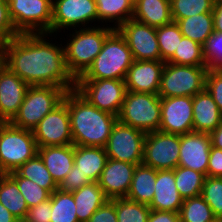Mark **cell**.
Segmentation results:
<instances>
[{
	"label": "cell",
	"mask_w": 222,
	"mask_h": 222,
	"mask_svg": "<svg viewBox=\"0 0 222 222\" xmlns=\"http://www.w3.org/2000/svg\"><path fill=\"white\" fill-rule=\"evenodd\" d=\"M147 133L117 120L104 147L109 159L142 164Z\"/></svg>",
	"instance_id": "obj_11"
},
{
	"label": "cell",
	"mask_w": 222,
	"mask_h": 222,
	"mask_svg": "<svg viewBox=\"0 0 222 222\" xmlns=\"http://www.w3.org/2000/svg\"><path fill=\"white\" fill-rule=\"evenodd\" d=\"M206 66H187L165 63L161 74L158 95L161 98L175 96L193 97L206 86Z\"/></svg>",
	"instance_id": "obj_8"
},
{
	"label": "cell",
	"mask_w": 222,
	"mask_h": 222,
	"mask_svg": "<svg viewBox=\"0 0 222 222\" xmlns=\"http://www.w3.org/2000/svg\"><path fill=\"white\" fill-rule=\"evenodd\" d=\"M173 20L185 19L193 15L212 13L215 0H170Z\"/></svg>",
	"instance_id": "obj_38"
},
{
	"label": "cell",
	"mask_w": 222,
	"mask_h": 222,
	"mask_svg": "<svg viewBox=\"0 0 222 222\" xmlns=\"http://www.w3.org/2000/svg\"><path fill=\"white\" fill-rule=\"evenodd\" d=\"M108 156L103 147L74 145V164L91 182H97Z\"/></svg>",
	"instance_id": "obj_25"
},
{
	"label": "cell",
	"mask_w": 222,
	"mask_h": 222,
	"mask_svg": "<svg viewBox=\"0 0 222 222\" xmlns=\"http://www.w3.org/2000/svg\"><path fill=\"white\" fill-rule=\"evenodd\" d=\"M93 21L98 22L95 0H53L51 35L62 28H87Z\"/></svg>",
	"instance_id": "obj_14"
},
{
	"label": "cell",
	"mask_w": 222,
	"mask_h": 222,
	"mask_svg": "<svg viewBox=\"0 0 222 222\" xmlns=\"http://www.w3.org/2000/svg\"><path fill=\"white\" fill-rule=\"evenodd\" d=\"M47 36L45 33L19 34L2 43L1 62L29 86L75 89L76 80L66 67L64 46L47 42Z\"/></svg>",
	"instance_id": "obj_1"
},
{
	"label": "cell",
	"mask_w": 222,
	"mask_h": 222,
	"mask_svg": "<svg viewBox=\"0 0 222 222\" xmlns=\"http://www.w3.org/2000/svg\"><path fill=\"white\" fill-rule=\"evenodd\" d=\"M63 101L69 110L73 145L104 148L117 116L99 110L75 89L67 91Z\"/></svg>",
	"instance_id": "obj_2"
},
{
	"label": "cell",
	"mask_w": 222,
	"mask_h": 222,
	"mask_svg": "<svg viewBox=\"0 0 222 222\" xmlns=\"http://www.w3.org/2000/svg\"><path fill=\"white\" fill-rule=\"evenodd\" d=\"M50 198L52 208L50 222H79L72 192H63L57 189Z\"/></svg>",
	"instance_id": "obj_34"
},
{
	"label": "cell",
	"mask_w": 222,
	"mask_h": 222,
	"mask_svg": "<svg viewBox=\"0 0 222 222\" xmlns=\"http://www.w3.org/2000/svg\"><path fill=\"white\" fill-rule=\"evenodd\" d=\"M207 176L222 177V150L211 146Z\"/></svg>",
	"instance_id": "obj_47"
},
{
	"label": "cell",
	"mask_w": 222,
	"mask_h": 222,
	"mask_svg": "<svg viewBox=\"0 0 222 222\" xmlns=\"http://www.w3.org/2000/svg\"><path fill=\"white\" fill-rule=\"evenodd\" d=\"M174 178L178 192L183 200L201 195L206 175L187 167L177 166Z\"/></svg>",
	"instance_id": "obj_32"
},
{
	"label": "cell",
	"mask_w": 222,
	"mask_h": 222,
	"mask_svg": "<svg viewBox=\"0 0 222 222\" xmlns=\"http://www.w3.org/2000/svg\"><path fill=\"white\" fill-rule=\"evenodd\" d=\"M113 26L104 28L88 27L80 28L70 33V39L64 45L65 63L68 72L76 80L82 76L92 65L96 56L101 52L106 37L114 30Z\"/></svg>",
	"instance_id": "obj_4"
},
{
	"label": "cell",
	"mask_w": 222,
	"mask_h": 222,
	"mask_svg": "<svg viewBox=\"0 0 222 222\" xmlns=\"http://www.w3.org/2000/svg\"><path fill=\"white\" fill-rule=\"evenodd\" d=\"M147 222H180V216L179 213L172 211H158L151 209Z\"/></svg>",
	"instance_id": "obj_48"
},
{
	"label": "cell",
	"mask_w": 222,
	"mask_h": 222,
	"mask_svg": "<svg viewBox=\"0 0 222 222\" xmlns=\"http://www.w3.org/2000/svg\"><path fill=\"white\" fill-rule=\"evenodd\" d=\"M52 215L51 198L32 206L22 222H50Z\"/></svg>",
	"instance_id": "obj_45"
},
{
	"label": "cell",
	"mask_w": 222,
	"mask_h": 222,
	"mask_svg": "<svg viewBox=\"0 0 222 222\" xmlns=\"http://www.w3.org/2000/svg\"><path fill=\"white\" fill-rule=\"evenodd\" d=\"M40 156L55 183L59 185L74 165V145L38 147Z\"/></svg>",
	"instance_id": "obj_23"
},
{
	"label": "cell",
	"mask_w": 222,
	"mask_h": 222,
	"mask_svg": "<svg viewBox=\"0 0 222 222\" xmlns=\"http://www.w3.org/2000/svg\"><path fill=\"white\" fill-rule=\"evenodd\" d=\"M19 35L10 16L7 0H0V45Z\"/></svg>",
	"instance_id": "obj_42"
},
{
	"label": "cell",
	"mask_w": 222,
	"mask_h": 222,
	"mask_svg": "<svg viewBox=\"0 0 222 222\" xmlns=\"http://www.w3.org/2000/svg\"><path fill=\"white\" fill-rule=\"evenodd\" d=\"M134 59L124 37L114 29L105 39L101 52L87 71L76 80H125Z\"/></svg>",
	"instance_id": "obj_3"
},
{
	"label": "cell",
	"mask_w": 222,
	"mask_h": 222,
	"mask_svg": "<svg viewBox=\"0 0 222 222\" xmlns=\"http://www.w3.org/2000/svg\"><path fill=\"white\" fill-rule=\"evenodd\" d=\"M156 170L144 164L136 166L125 198L149 205L155 194Z\"/></svg>",
	"instance_id": "obj_27"
},
{
	"label": "cell",
	"mask_w": 222,
	"mask_h": 222,
	"mask_svg": "<svg viewBox=\"0 0 222 222\" xmlns=\"http://www.w3.org/2000/svg\"><path fill=\"white\" fill-rule=\"evenodd\" d=\"M66 93L64 88L57 86H29L18 113L10 123L33 131L46 114L63 102Z\"/></svg>",
	"instance_id": "obj_5"
},
{
	"label": "cell",
	"mask_w": 222,
	"mask_h": 222,
	"mask_svg": "<svg viewBox=\"0 0 222 222\" xmlns=\"http://www.w3.org/2000/svg\"><path fill=\"white\" fill-rule=\"evenodd\" d=\"M0 222H20L0 203Z\"/></svg>",
	"instance_id": "obj_51"
},
{
	"label": "cell",
	"mask_w": 222,
	"mask_h": 222,
	"mask_svg": "<svg viewBox=\"0 0 222 222\" xmlns=\"http://www.w3.org/2000/svg\"><path fill=\"white\" fill-rule=\"evenodd\" d=\"M75 90L101 111L118 116L127 92L125 80H76Z\"/></svg>",
	"instance_id": "obj_10"
},
{
	"label": "cell",
	"mask_w": 222,
	"mask_h": 222,
	"mask_svg": "<svg viewBox=\"0 0 222 222\" xmlns=\"http://www.w3.org/2000/svg\"><path fill=\"white\" fill-rule=\"evenodd\" d=\"M16 182L28 208L50 199L51 193L28 178L21 177L16 171L8 173Z\"/></svg>",
	"instance_id": "obj_39"
},
{
	"label": "cell",
	"mask_w": 222,
	"mask_h": 222,
	"mask_svg": "<svg viewBox=\"0 0 222 222\" xmlns=\"http://www.w3.org/2000/svg\"><path fill=\"white\" fill-rule=\"evenodd\" d=\"M0 203L20 222L25 219L28 205L9 174H0Z\"/></svg>",
	"instance_id": "obj_28"
},
{
	"label": "cell",
	"mask_w": 222,
	"mask_h": 222,
	"mask_svg": "<svg viewBox=\"0 0 222 222\" xmlns=\"http://www.w3.org/2000/svg\"><path fill=\"white\" fill-rule=\"evenodd\" d=\"M179 26L180 32L194 42L206 43L207 38L214 32L213 14L203 13L190 16L185 19L173 20Z\"/></svg>",
	"instance_id": "obj_29"
},
{
	"label": "cell",
	"mask_w": 222,
	"mask_h": 222,
	"mask_svg": "<svg viewBox=\"0 0 222 222\" xmlns=\"http://www.w3.org/2000/svg\"><path fill=\"white\" fill-rule=\"evenodd\" d=\"M79 222H87L108 201L98 182H91L72 192Z\"/></svg>",
	"instance_id": "obj_26"
},
{
	"label": "cell",
	"mask_w": 222,
	"mask_h": 222,
	"mask_svg": "<svg viewBox=\"0 0 222 222\" xmlns=\"http://www.w3.org/2000/svg\"><path fill=\"white\" fill-rule=\"evenodd\" d=\"M194 132L210 134L222 121V112L205 88L192 97Z\"/></svg>",
	"instance_id": "obj_22"
},
{
	"label": "cell",
	"mask_w": 222,
	"mask_h": 222,
	"mask_svg": "<svg viewBox=\"0 0 222 222\" xmlns=\"http://www.w3.org/2000/svg\"><path fill=\"white\" fill-rule=\"evenodd\" d=\"M164 65L163 61L134 60L125 78L127 91L158 94Z\"/></svg>",
	"instance_id": "obj_20"
},
{
	"label": "cell",
	"mask_w": 222,
	"mask_h": 222,
	"mask_svg": "<svg viewBox=\"0 0 222 222\" xmlns=\"http://www.w3.org/2000/svg\"><path fill=\"white\" fill-rule=\"evenodd\" d=\"M115 204L117 222H147L151 208L147 204L131 201L127 198L111 200Z\"/></svg>",
	"instance_id": "obj_36"
},
{
	"label": "cell",
	"mask_w": 222,
	"mask_h": 222,
	"mask_svg": "<svg viewBox=\"0 0 222 222\" xmlns=\"http://www.w3.org/2000/svg\"><path fill=\"white\" fill-rule=\"evenodd\" d=\"M133 20L161 27L173 22L170 0H134Z\"/></svg>",
	"instance_id": "obj_24"
},
{
	"label": "cell",
	"mask_w": 222,
	"mask_h": 222,
	"mask_svg": "<svg viewBox=\"0 0 222 222\" xmlns=\"http://www.w3.org/2000/svg\"><path fill=\"white\" fill-rule=\"evenodd\" d=\"M203 56L208 70L222 69V33L214 31L203 45Z\"/></svg>",
	"instance_id": "obj_41"
},
{
	"label": "cell",
	"mask_w": 222,
	"mask_h": 222,
	"mask_svg": "<svg viewBox=\"0 0 222 222\" xmlns=\"http://www.w3.org/2000/svg\"><path fill=\"white\" fill-rule=\"evenodd\" d=\"M212 14L214 31L222 33V1H215Z\"/></svg>",
	"instance_id": "obj_49"
},
{
	"label": "cell",
	"mask_w": 222,
	"mask_h": 222,
	"mask_svg": "<svg viewBox=\"0 0 222 222\" xmlns=\"http://www.w3.org/2000/svg\"><path fill=\"white\" fill-rule=\"evenodd\" d=\"M167 63L187 66H206L203 56V46L183 36L173 57Z\"/></svg>",
	"instance_id": "obj_35"
},
{
	"label": "cell",
	"mask_w": 222,
	"mask_h": 222,
	"mask_svg": "<svg viewBox=\"0 0 222 222\" xmlns=\"http://www.w3.org/2000/svg\"><path fill=\"white\" fill-rule=\"evenodd\" d=\"M205 88L222 112V69L207 71Z\"/></svg>",
	"instance_id": "obj_43"
},
{
	"label": "cell",
	"mask_w": 222,
	"mask_h": 222,
	"mask_svg": "<svg viewBox=\"0 0 222 222\" xmlns=\"http://www.w3.org/2000/svg\"><path fill=\"white\" fill-rule=\"evenodd\" d=\"M117 30L124 37L134 60L162 61L155 27L130 19Z\"/></svg>",
	"instance_id": "obj_15"
},
{
	"label": "cell",
	"mask_w": 222,
	"mask_h": 222,
	"mask_svg": "<svg viewBox=\"0 0 222 222\" xmlns=\"http://www.w3.org/2000/svg\"><path fill=\"white\" fill-rule=\"evenodd\" d=\"M136 166V164L108 158L97 181L108 200L126 197Z\"/></svg>",
	"instance_id": "obj_19"
},
{
	"label": "cell",
	"mask_w": 222,
	"mask_h": 222,
	"mask_svg": "<svg viewBox=\"0 0 222 222\" xmlns=\"http://www.w3.org/2000/svg\"><path fill=\"white\" fill-rule=\"evenodd\" d=\"M211 146V138L208 133L193 131L180 135L178 166L190 168L207 177Z\"/></svg>",
	"instance_id": "obj_17"
},
{
	"label": "cell",
	"mask_w": 222,
	"mask_h": 222,
	"mask_svg": "<svg viewBox=\"0 0 222 222\" xmlns=\"http://www.w3.org/2000/svg\"><path fill=\"white\" fill-rule=\"evenodd\" d=\"M180 135L149 132L144 141L142 164L155 170H174L178 166Z\"/></svg>",
	"instance_id": "obj_12"
},
{
	"label": "cell",
	"mask_w": 222,
	"mask_h": 222,
	"mask_svg": "<svg viewBox=\"0 0 222 222\" xmlns=\"http://www.w3.org/2000/svg\"><path fill=\"white\" fill-rule=\"evenodd\" d=\"M11 19L19 34L51 35L53 0H7Z\"/></svg>",
	"instance_id": "obj_9"
},
{
	"label": "cell",
	"mask_w": 222,
	"mask_h": 222,
	"mask_svg": "<svg viewBox=\"0 0 222 222\" xmlns=\"http://www.w3.org/2000/svg\"><path fill=\"white\" fill-rule=\"evenodd\" d=\"M29 85L0 62V122H10L18 113Z\"/></svg>",
	"instance_id": "obj_18"
},
{
	"label": "cell",
	"mask_w": 222,
	"mask_h": 222,
	"mask_svg": "<svg viewBox=\"0 0 222 222\" xmlns=\"http://www.w3.org/2000/svg\"><path fill=\"white\" fill-rule=\"evenodd\" d=\"M87 222H117L115 204L108 200L95 211Z\"/></svg>",
	"instance_id": "obj_46"
},
{
	"label": "cell",
	"mask_w": 222,
	"mask_h": 222,
	"mask_svg": "<svg viewBox=\"0 0 222 222\" xmlns=\"http://www.w3.org/2000/svg\"><path fill=\"white\" fill-rule=\"evenodd\" d=\"M32 132L37 147L73 144L67 104L63 101L46 114Z\"/></svg>",
	"instance_id": "obj_13"
},
{
	"label": "cell",
	"mask_w": 222,
	"mask_h": 222,
	"mask_svg": "<svg viewBox=\"0 0 222 222\" xmlns=\"http://www.w3.org/2000/svg\"><path fill=\"white\" fill-rule=\"evenodd\" d=\"M100 22H114L115 29L127 20L132 19L134 13V0H95Z\"/></svg>",
	"instance_id": "obj_30"
},
{
	"label": "cell",
	"mask_w": 222,
	"mask_h": 222,
	"mask_svg": "<svg viewBox=\"0 0 222 222\" xmlns=\"http://www.w3.org/2000/svg\"><path fill=\"white\" fill-rule=\"evenodd\" d=\"M183 201L176 187L174 170H156L155 194L149 207L179 213Z\"/></svg>",
	"instance_id": "obj_21"
},
{
	"label": "cell",
	"mask_w": 222,
	"mask_h": 222,
	"mask_svg": "<svg viewBox=\"0 0 222 222\" xmlns=\"http://www.w3.org/2000/svg\"><path fill=\"white\" fill-rule=\"evenodd\" d=\"M159 131L176 135H184L194 131L192 97L161 98Z\"/></svg>",
	"instance_id": "obj_16"
},
{
	"label": "cell",
	"mask_w": 222,
	"mask_h": 222,
	"mask_svg": "<svg viewBox=\"0 0 222 222\" xmlns=\"http://www.w3.org/2000/svg\"><path fill=\"white\" fill-rule=\"evenodd\" d=\"M117 119L145 133L159 131L161 97L158 94L127 91Z\"/></svg>",
	"instance_id": "obj_7"
},
{
	"label": "cell",
	"mask_w": 222,
	"mask_h": 222,
	"mask_svg": "<svg viewBox=\"0 0 222 222\" xmlns=\"http://www.w3.org/2000/svg\"><path fill=\"white\" fill-rule=\"evenodd\" d=\"M156 36L159 44V51L163 62H168L174 55L176 48L183 37L176 22L157 27Z\"/></svg>",
	"instance_id": "obj_37"
},
{
	"label": "cell",
	"mask_w": 222,
	"mask_h": 222,
	"mask_svg": "<svg viewBox=\"0 0 222 222\" xmlns=\"http://www.w3.org/2000/svg\"><path fill=\"white\" fill-rule=\"evenodd\" d=\"M21 177L28 178L40 187L48 190L51 194L58 189L51 173L47 170L44 162L38 154L26 161L15 170Z\"/></svg>",
	"instance_id": "obj_31"
},
{
	"label": "cell",
	"mask_w": 222,
	"mask_h": 222,
	"mask_svg": "<svg viewBox=\"0 0 222 222\" xmlns=\"http://www.w3.org/2000/svg\"><path fill=\"white\" fill-rule=\"evenodd\" d=\"M37 145L31 130L0 122V173L15 171L37 154Z\"/></svg>",
	"instance_id": "obj_6"
},
{
	"label": "cell",
	"mask_w": 222,
	"mask_h": 222,
	"mask_svg": "<svg viewBox=\"0 0 222 222\" xmlns=\"http://www.w3.org/2000/svg\"><path fill=\"white\" fill-rule=\"evenodd\" d=\"M179 216L180 222H219L201 195L185 199Z\"/></svg>",
	"instance_id": "obj_33"
},
{
	"label": "cell",
	"mask_w": 222,
	"mask_h": 222,
	"mask_svg": "<svg viewBox=\"0 0 222 222\" xmlns=\"http://www.w3.org/2000/svg\"><path fill=\"white\" fill-rule=\"evenodd\" d=\"M91 183L86 175H83L77 165H73L71 171L58 185V189L63 192H73L78 190L84 185Z\"/></svg>",
	"instance_id": "obj_44"
},
{
	"label": "cell",
	"mask_w": 222,
	"mask_h": 222,
	"mask_svg": "<svg viewBox=\"0 0 222 222\" xmlns=\"http://www.w3.org/2000/svg\"><path fill=\"white\" fill-rule=\"evenodd\" d=\"M201 196L210 206L217 220L222 222V177L207 176Z\"/></svg>",
	"instance_id": "obj_40"
},
{
	"label": "cell",
	"mask_w": 222,
	"mask_h": 222,
	"mask_svg": "<svg viewBox=\"0 0 222 222\" xmlns=\"http://www.w3.org/2000/svg\"><path fill=\"white\" fill-rule=\"evenodd\" d=\"M209 135L212 146L222 150V121L219 126Z\"/></svg>",
	"instance_id": "obj_50"
}]
</instances>
